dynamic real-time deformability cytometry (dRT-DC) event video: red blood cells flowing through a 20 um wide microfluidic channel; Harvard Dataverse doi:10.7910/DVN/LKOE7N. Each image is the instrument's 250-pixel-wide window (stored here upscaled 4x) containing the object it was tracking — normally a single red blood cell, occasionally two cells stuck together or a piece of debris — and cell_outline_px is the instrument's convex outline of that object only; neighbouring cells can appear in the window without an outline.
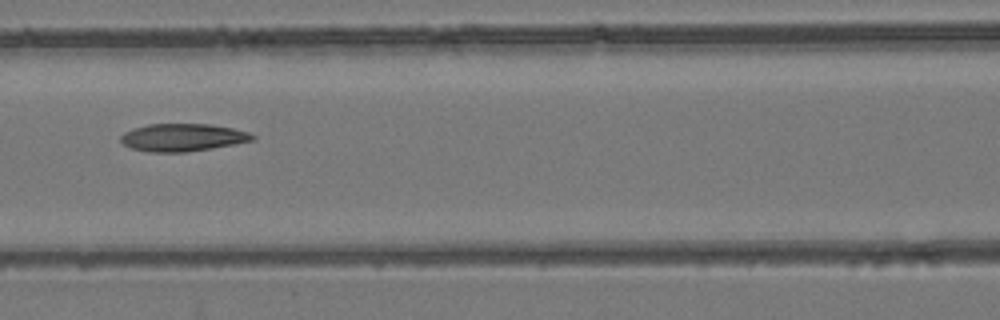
{"species": "common noctule bat (a hibernating species)", "species_latin": "Nyctalus noctula", "temperature_condition": "room temperature", "stored_images_in_passage": 7, "camera_frame_rate_fps": 3000, "um_per_image_px": 0.085, "animal": {"sex": "female", "body_mass_g": 24.6, "forearm_length_mm": 56.2}, "frame": {"image": 1, "passage_image": 4, "time_ms": 3.333, "image_size_px": [1000, 320], "cell_outline_px": [[256, 140], [236, 144], [212, 148], [184, 152], [148, 152], [132, 148], [124, 144], [120, 140], [120, 136], [124, 132], [132, 128], [148, 124], [208, 124], [232, 128], [248, 132], [256, 136]], "centroid_in_image_um": [15.53, 11.68], "position_along_channel_um": 151.1, "area_um2": 21.27}}
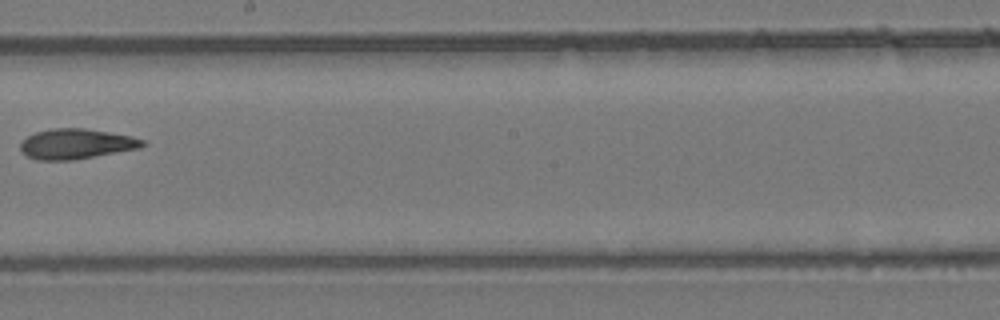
{"frame": {"image": 2, "passage_image": 6, "time_ms": 5.667, "image_size_px": [1000, 320], "cell_outline_px": [[148, 144], [140, 148], [72, 160], [36, 160], [28, 156], [20, 148], [20, 144], [28, 136], [36, 132], [52, 128], [84, 128], [132, 136], [144, 140]], "centroid_in_image_um": [6.5, 12.23], "position_along_channel_um": 241.7, "area_um2": 21.33}}
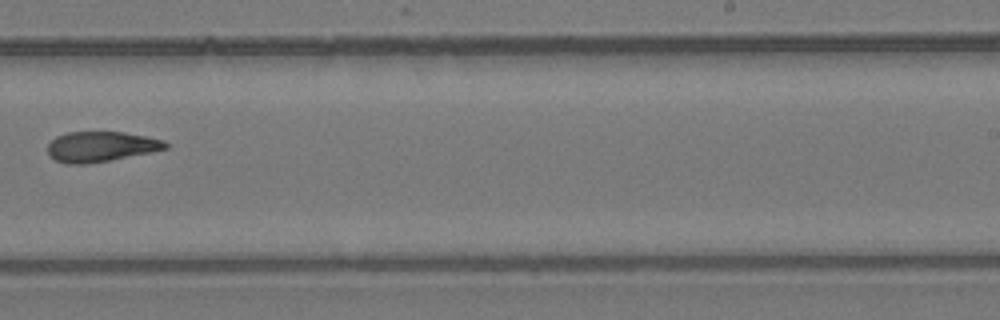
{"frame": {"image": 3, "passage_image": 7, "time_ms": 6.667, "image_size_px": [1000, 320], "cell_outline_px": [[168, 148], [152, 152], [108, 160], [84, 164], [68, 164], [56, 160], [48, 156], [48, 144], [56, 136], [68, 132], [124, 132], [164, 140], [168, 144]], "centroid_in_image_um": [8.56, 12.46], "position_along_channel_um": 280.4, "area_um2": 20.63}}